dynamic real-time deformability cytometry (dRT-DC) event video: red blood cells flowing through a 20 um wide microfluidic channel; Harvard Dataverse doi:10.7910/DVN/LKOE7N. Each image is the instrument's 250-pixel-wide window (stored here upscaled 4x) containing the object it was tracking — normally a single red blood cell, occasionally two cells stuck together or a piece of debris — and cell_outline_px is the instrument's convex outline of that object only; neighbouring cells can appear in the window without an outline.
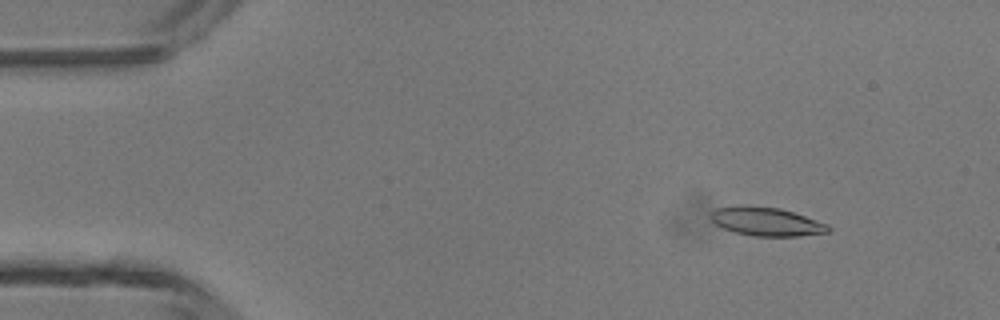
{"species": "common noctule bat (a hibernating species)", "species_latin": "Nyctalus noctula", "temperature_condition": "room temperature", "stored_images_in_passage": 47, "camera_frame_rate_fps": 3000, "um_per_image_px": 0.085, "animal": {"sex": "male", "body_mass_g": 13.3}, "frame": {"image": 1, "passage_image": 6, "time_ms": 1.667, "image_size_px": [1000, 320], "cell_outline_px": [[832, 228], [828, 232], [796, 236], [752, 236], [736, 232], [724, 228], [716, 224], [708, 216], [716, 208], [736, 204], [748, 204], [780, 208], [828, 224]], "centroid_in_image_um": [65.1, 18.81], "position_along_channel_um": 19.9, "area_um2": 19.77}}
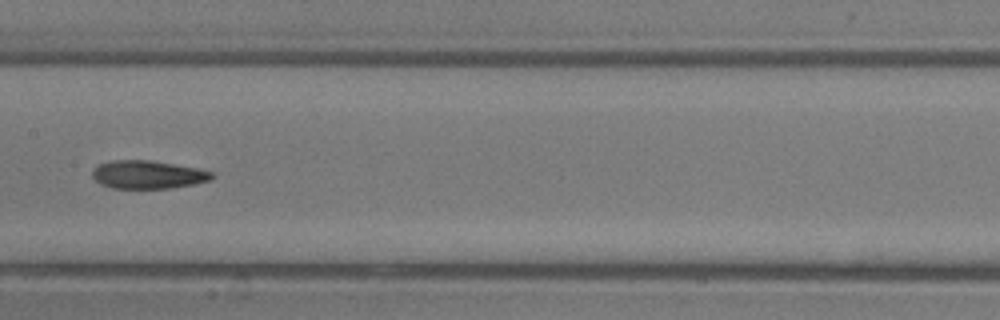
{"frame": {"image": 2, "passage_image": 24, "time_ms": 7.667, "image_size_px": [1000, 320], "cell_outline_px": [[212, 176], [208, 180], [192, 184], [172, 188], [112, 188], [100, 184], [92, 176], [92, 172], [100, 164], [112, 160], [148, 160], [196, 168], [212, 172]], "centroid_in_image_um": [12.52, 14.84], "position_along_channel_um": 194.9, "area_um2": 19.19}}
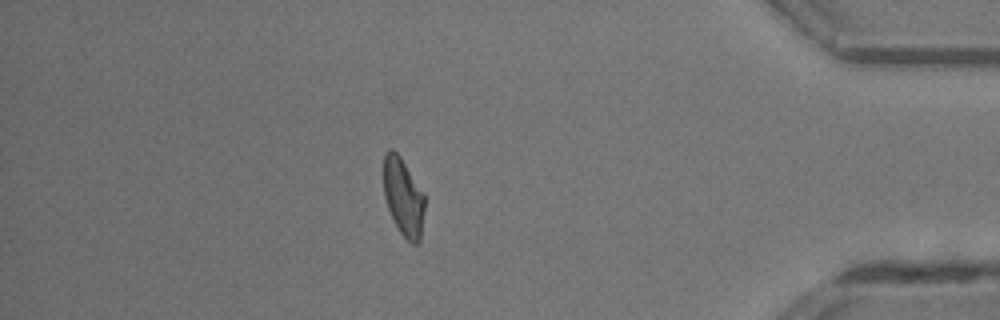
{"frame": {"image": 3, "passage_image": 41, "time_ms": 13.333, "image_size_px": [1000, 320], "cell_outline_px": [[424, 212], [420, 244], [412, 244], [400, 232], [388, 208], [384, 196], [384, 156], [388, 148], [392, 148], [400, 156], [424, 192]], "centroid_in_image_um": [34.3, 16.74], "position_along_channel_um": 400.9, "area_um2": 18.61}, "authors_computed_cell_mechanics": {"area_um2": 19.5942, "velocity_mm_per_s": 4.3997, "shape_relaxation_time_tau1_ms": 6.7564, "shape_relaxation_time_tau2_ms": 2.7104, "deformation_change_tau1": 0.2159, "deformation_change_tau2": 0.1109}}